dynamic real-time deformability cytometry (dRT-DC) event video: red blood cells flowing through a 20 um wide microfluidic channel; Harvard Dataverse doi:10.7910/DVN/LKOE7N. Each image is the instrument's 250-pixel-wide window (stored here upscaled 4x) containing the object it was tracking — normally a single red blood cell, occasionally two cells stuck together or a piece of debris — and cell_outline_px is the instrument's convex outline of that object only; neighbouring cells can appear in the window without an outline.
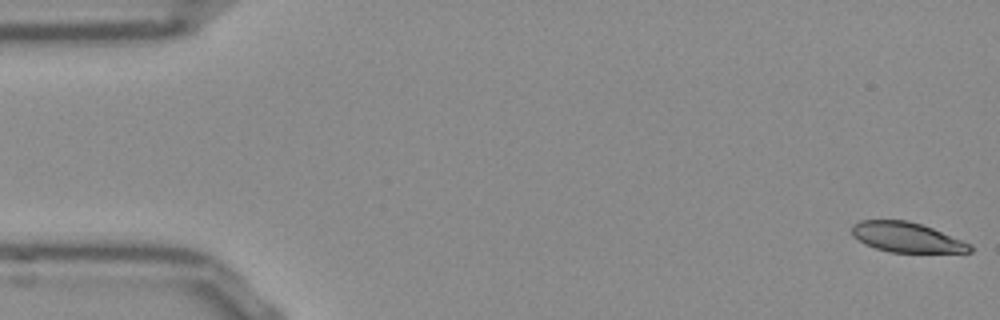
{"species": "Egyptian fruit bat (a non-hibernating species)", "species_latin": "Rousettus aegyptiacus", "temperature_condition": "room temperature", "stored_images_in_passage": 53, "camera_frame_rate_fps": 3000, "um_per_image_px": 0.085, "frame": {"image": 1, "passage_image": 1, "time_ms": 0.0, "image_size_px": [1000, 320], "cell_outline_px": [[972, 252], [888, 252], [864, 244], [852, 236], [852, 224], [860, 220], [908, 220], [932, 228], [972, 244]], "centroid_in_image_um": [77.03, 20.17], "position_along_channel_um": 8.0, "area_um2": 20.58}}
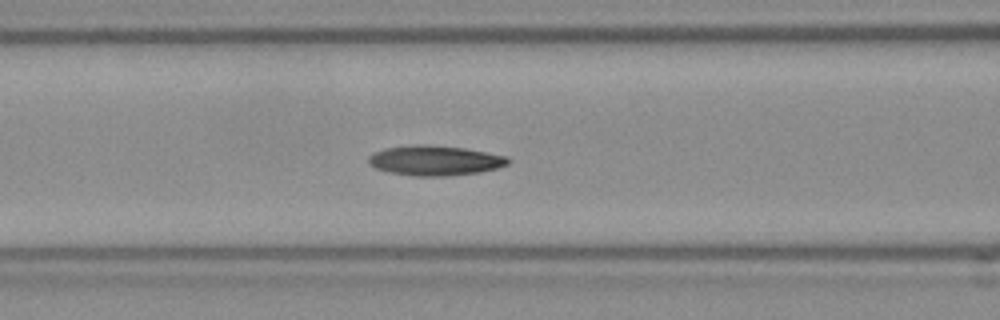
{"frame": {"image": 2, "passage_image": 21, "time_ms": 6.667, "image_size_px": [1000, 320], "cell_outline_px": [[512, 160], [508, 164], [496, 168], [476, 172], [448, 176], [412, 176], [388, 172], [376, 168], [368, 164], [368, 156], [384, 148], [416, 144], [428, 144], [464, 148], [508, 156]], "centroid_in_image_um": [36.95, 13.64], "position_along_channel_um": 129.6, "area_um2": 24.45}}
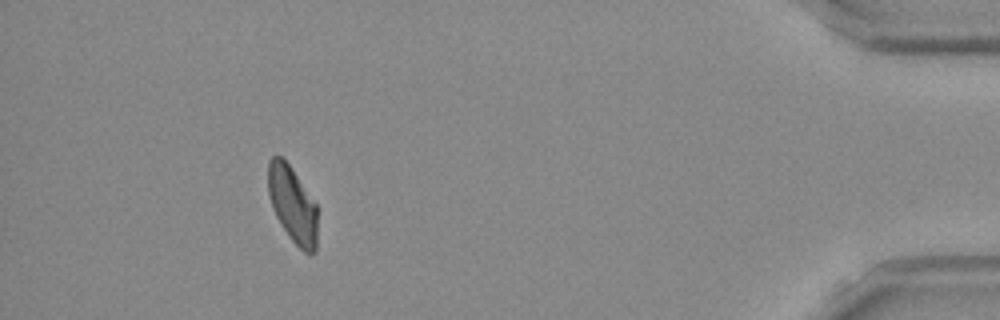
{"frame": {"image": 3, "passage_image": 48, "time_ms": 15.667, "image_size_px": [1000, 320], "cell_outline_px": [[316, 252], [304, 252], [292, 240], [280, 224], [272, 208], [268, 192], [268, 160], [272, 156], [280, 156], [288, 164], [316, 204]], "centroid_in_image_um": [24.84, 17.38], "position_along_channel_um": 410.4, "area_um2": 21.5}, "authors_computed_cell_mechanics": {"area_um2": 23.2934, "velocity_mm_per_s": 3.823, "shape_relaxation_time_tau1_ms": 11.0845, "shape_relaxation_time_tau2_ms": 6.1335, "deformation_change_tau1": 0.2332, "deformation_change_tau2": 0.1165}}